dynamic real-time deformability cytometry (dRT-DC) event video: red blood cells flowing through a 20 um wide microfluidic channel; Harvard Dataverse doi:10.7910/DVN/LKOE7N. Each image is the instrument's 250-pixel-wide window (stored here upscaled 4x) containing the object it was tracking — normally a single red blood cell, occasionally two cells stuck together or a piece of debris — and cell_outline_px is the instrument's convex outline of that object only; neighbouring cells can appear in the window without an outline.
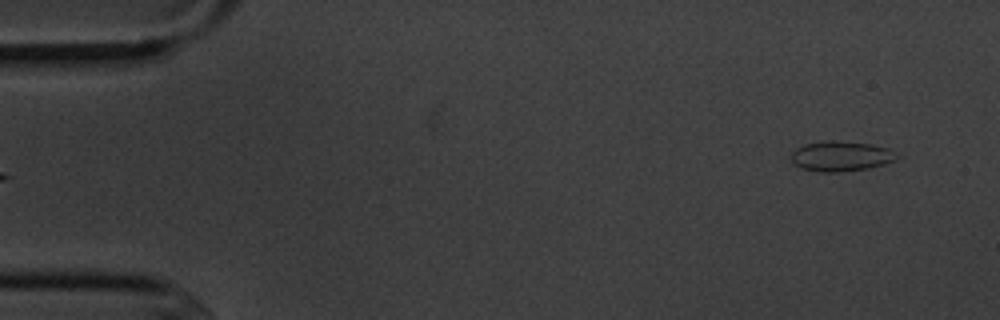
{"species": "common noctule bat (a hibernating species)", "species_latin": "Nyctalus noctula", "temperature_condition": "cold", "stored_images_in_passage": 5, "segment_of_instrument_passage": [2, 2], "camera_frame_rate_fps": 3000, "um_per_image_px": 0.085, "animal": {"sex": "male", "body_mass_g": 20.1, "forearm_length_mm": 53.5}, "frame": {"image": 1, "passage_image": 5, "time_ms": 5.333, "image_size_px": [1000, 320], "cell_outline_px": [[900, 156], [884, 164], [868, 168], [840, 172], [816, 172], [800, 168], [792, 160], [792, 152], [796, 148], [804, 144], [824, 140], [832, 140], [872, 144], [888, 148]], "centroid_in_image_um": [71.45, 13.27], "position_along_channel_um": 13.5, "area_um2": 18.55}}